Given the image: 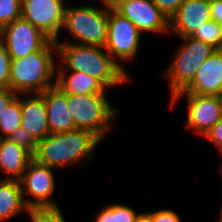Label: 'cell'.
<instances>
[{"mask_svg": "<svg viewBox=\"0 0 222 222\" xmlns=\"http://www.w3.org/2000/svg\"><path fill=\"white\" fill-rule=\"evenodd\" d=\"M55 42L57 43V59L60 57L64 63L59 67L56 66V70H67V73L69 71L82 72L98 79L107 89L130 80L126 69H123L104 47L81 45L69 41L56 40Z\"/></svg>", "mask_w": 222, "mask_h": 222, "instance_id": "1", "label": "cell"}, {"mask_svg": "<svg viewBox=\"0 0 222 222\" xmlns=\"http://www.w3.org/2000/svg\"><path fill=\"white\" fill-rule=\"evenodd\" d=\"M101 140L87 130L75 129L67 132L50 133L39 140L33 159L51 168L76 165L92 154Z\"/></svg>", "mask_w": 222, "mask_h": 222, "instance_id": "2", "label": "cell"}, {"mask_svg": "<svg viewBox=\"0 0 222 222\" xmlns=\"http://www.w3.org/2000/svg\"><path fill=\"white\" fill-rule=\"evenodd\" d=\"M57 43L49 40L40 50L12 59L9 88L16 94H39L55 85Z\"/></svg>", "mask_w": 222, "mask_h": 222, "instance_id": "3", "label": "cell"}, {"mask_svg": "<svg viewBox=\"0 0 222 222\" xmlns=\"http://www.w3.org/2000/svg\"><path fill=\"white\" fill-rule=\"evenodd\" d=\"M67 104L76 129L87 130L101 141L119 111L111 106L106 94H67Z\"/></svg>", "mask_w": 222, "mask_h": 222, "instance_id": "4", "label": "cell"}, {"mask_svg": "<svg viewBox=\"0 0 222 222\" xmlns=\"http://www.w3.org/2000/svg\"><path fill=\"white\" fill-rule=\"evenodd\" d=\"M180 39L184 43L177 49L171 65L163 73L169 83L171 99L193 81L198 68L216 51L212 45L192 36Z\"/></svg>", "mask_w": 222, "mask_h": 222, "instance_id": "5", "label": "cell"}, {"mask_svg": "<svg viewBox=\"0 0 222 222\" xmlns=\"http://www.w3.org/2000/svg\"><path fill=\"white\" fill-rule=\"evenodd\" d=\"M99 7L85 5L65 8L62 29L77 40L76 44L104 47L108 32V5Z\"/></svg>", "mask_w": 222, "mask_h": 222, "instance_id": "6", "label": "cell"}, {"mask_svg": "<svg viewBox=\"0 0 222 222\" xmlns=\"http://www.w3.org/2000/svg\"><path fill=\"white\" fill-rule=\"evenodd\" d=\"M141 35L130 20L108 5V32L104 48L123 69L121 62L130 63L138 55Z\"/></svg>", "mask_w": 222, "mask_h": 222, "instance_id": "7", "label": "cell"}, {"mask_svg": "<svg viewBox=\"0 0 222 222\" xmlns=\"http://www.w3.org/2000/svg\"><path fill=\"white\" fill-rule=\"evenodd\" d=\"M53 170L47 165H42L32 159L24 174L19 179L25 204L31 208L35 207H57L52 200L55 191V177ZM29 195L31 198H26Z\"/></svg>", "mask_w": 222, "mask_h": 222, "instance_id": "8", "label": "cell"}, {"mask_svg": "<svg viewBox=\"0 0 222 222\" xmlns=\"http://www.w3.org/2000/svg\"><path fill=\"white\" fill-rule=\"evenodd\" d=\"M64 0H22L21 17L50 40H58L65 17Z\"/></svg>", "mask_w": 222, "mask_h": 222, "instance_id": "9", "label": "cell"}, {"mask_svg": "<svg viewBox=\"0 0 222 222\" xmlns=\"http://www.w3.org/2000/svg\"><path fill=\"white\" fill-rule=\"evenodd\" d=\"M112 8L130 20L141 34L169 33V20L153 3V0H118Z\"/></svg>", "mask_w": 222, "mask_h": 222, "instance_id": "10", "label": "cell"}, {"mask_svg": "<svg viewBox=\"0 0 222 222\" xmlns=\"http://www.w3.org/2000/svg\"><path fill=\"white\" fill-rule=\"evenodd\" d=\"M6 50L12 59H19L40 50L50 39L22 17L0 30Z\"/></svg>", "mask_w": 222, "mask_h": 222, "instance_id": "11", "label": "cell"}, {"mask_svg": "<svg viewBox=\"0 0 222 222\" xmlns=\"http://www.w3.org/2000/svg\"><path fill=\"white\" fill-rule=\"evenodd\" d=\"M186 97L187 118L186 127L204 136L221 118L222 110L216 96H202L192 93L179 92L171 99V107Z\"/></svg>", "mask_w": 222, "mask_h": 222, "instance_id": "12", "label": "cell"}, {"mask_svg": "<svg viewBox=\"0 0 222 222\" xmlns=\"http://www.w3.org/2000/svg\"><path fill=\"white\" fill-rule=\"evenodd\" d=\"M211 20L209 0H186L169 20V32L179 38L191 36Z\"/></svg>", "mask_w": 222, "mask_h": 222, "instance_id": "13", "label": "cell"}, {"mask_svg": "<svg viewBox=\"0 0 222 222\" xmlns=\"http://www.w3.org/2000/svg\"><path fill=\"white\" fill-rule=\"evenodd\" d=\"M222 90V51L211 54L196 71L193 81L181 92L216 96Z\"/></svg>", "mask_w": 222, "mask_h": 222, "instance_id": "14", "label": "cell"}, {"mask_svg": "<svg viewBox=\"0 0 222 222\" xmlns=\"http://www.w3.org/2000/svg\"><path fill=\"white\" fill-rule=\"evenodd\" d=\"M40 94L46 103L49 132L60 133L75 130V123L67 104V94L56 85Z\"/></svg>", "mask_w": 222, "mask_h": 222, "instance_id": "15", "label": "cell"}, {"mask_svg": "<svg viewBox=\"0 0 222 222\" xmlns=\"http://www.w3.org/2000/svg\"><path fill=\"white\" fill-rule=\"evenodd\" d=\"M27 96V97H26ZM21 98V127L29 131L38 141L49 134L47 109L44 97L39 94H27Z\"/></svg>", "mask_w": 222, "mask_h": 222, "instance_id": "16", "label": "cell"}, {"mask_svg": "<svg viewBox=\"0 0 222 222\" xmlns=\"http://www.w3.org/2000/svg\"><path fill=\"white\" fill-rule=\"evenodd\" d=\"M32 159L33 155L24 147L8 138H0V169L6 179L19 180Z\"/></svg>", "mask_w": 222, "mask_h": 222, "instance_id": "17", "label": "cell"}, {"mask_svg": "<svg viewBox=\"0 0 222 222\" xmlns=\"http://www.w3.org/2000/svg\"><path fill=\"white\" fill-rule=\"evenodd\" d=\"M55 85L65 94L91 95L106 94V87L95 77L88 76L82 72L67 70H56Z\"/></svg>", "mask_w": 222, "mask_h": 222, "instance_id": "18", "label": "cell"}, {"mask_svg": "<svg viewBox=\"0 0 222 222\" xmlns=\"http://www.w3.org/2000/svg\"><path fill=\"white\" fill-rule=\"evenodd\" d=\"M29 210L19 180L0 178V222L9 221L21 212Z\"/></svg>", "mask_w": 222, "mask_h": 222, "instance_id": "19", "label": "cell"}, {"mask_svg": "<svg viewBox=\"0 0 222 222\" xmlns=\"http://www.w3.org/2000/svg\"><path fill=\"white\" fill-rule=\"evenodd\" d=\"M18 95L7 107L0 120V138H8L21 127V99Z\"/></svg>", "mask_w": 222, "mask_h": 222, "instance_id": "20", "label": "cell"}, {"mask_svg": "<svg viewBox=\"0 0 222 222\" xmlns=\"http://www.w3.org/2000/svg\"><path fill=\"white\" fill-rule=\"evenodd\" d=\"M220 33V24L211 19L199 27L191 36L212 45L218 50Z\"/></svg>", "mask_w": 222, "mask_h": 222, "instance_id": "21", "label": "cell"}, {"mask_svg": "<svg viewBox=\"0 0 222 222\" xmlns=\"http://www.w3.org/2000/svg\"><path fill=\"white\" fill-rule=\"evenodd\" d=\"M22 0H0V30L21 17Z\"/></svg>", "mask_w": 222, "mask_h": 222, "instance_id": "22", "label": "cell"}, {"mask_svg": "<svg viewBox=\"0 0 222 222\" xmlns=\"http://www.w3.org/2000/svg\"><path fill=\"white\" fill-rule=\"evenodd\" d=\"M28 213L32 222H66L59 206L35 207Z\"/></svg>", "mask_w": 222, "mask_h": 222, "instance_id": "23", "label": "cell"}, {"mask_svg": "<svg viewBox=\"0 0 222 222\" xmlns=\"http://www.w3.org/2000/svg\"><path fill=\"white\" fill-rule=\"evenodd\" d=\"M8 139L15 142L17 145L24 147L32 155L37 149L38 140L25 128L19 127L14 133H12Z\"/></svg>", "mask_w": 222, "mask_h": 222, "instance_id": "24", "label": "cell"}, {"mask_svg": "<svg viewBox=\"0 0 222 222\" xmlns=\"http://www.w3.org/2000/svg\"><path fill=\"white\" fill-rule=\"evenodd\" d=\"M11 61L12 58L0 37V87H9Z\"/></svg>", "mask_w": 222, "mask_h": 222, "instance_id": "25", "label": "cell"}, {"mask_svg": "<svg viewBox=\"0 0 222 222\" xmlns=\"http://www.w3.org/2000/svg\"><path fill=\"white\" fill-rule=\"evenodd\" d=\"M142 212L137 213L132 207L114 204L115 222H136Z\"/></svg>", "mask_w": 222, "mask_h": 222, "instance_id": "26", "label": "cell"}, {"mask_svg": "<svg viewBox=\"0 0 222 222\" xmlns=\"http://www.w3.org/2000/svg\"><path fill=\"white\" fill-rule=\"evenodd\" d=\"M144 213L152 220V222H181L178 213L170 209Z\"/></svg>", "mask_w": 222, "mask_h": 222, "instance_id": "27", "label": "cell"}, {"mask_svg": "<svg viewBox=\"0 0 222 222\" xmlns=\"http://www.w3.org/2000/svg\"><path fill=\"white\" fill-rule=\"evenodd\" d=\"M186 0H153V3L161 10L168 20L175 14Z\"/></svg>", "mask_w": 222, "mask_h": 222, "instance_id": "28", "label": "cell"}, {"mask_svg": "<svg viewBox=\"0 0 222 222\" xmlns=\"http://www.w3.org/2000/svg\"><path fill=\"white\" fill-rule=\"evenodd\" d=\"M203 137L220 150L222 148V118Z\"/></svg>", "mask_w": 222, "mask_h": 222, "instance_id": "29", "label": "cell"}, {"mask_svg": "<svg viewBox=\"0 0 222 222\" xmlns=\"http://www.w3.org/2000/svg\"><path fill=\"white\" fill-rule=\"evenodd\" d=\"M18 96L9 87H0V120L9 104Z\"/></svg>", "mask_w": 222, "mask_h": 222, "instance_id": "30", "label": "cell"}, {"mask_svg": "<svg viewBox=\"0 0 222 222\" xmlns=\"http://www.w3.org/2000/svg\"><path fill=\"white\" fill-rule=\"evenodd\" d=\"M95 222H115L114 204L103 207L95 217Z\"/></svg>", "mask_w": 222, "mask_h": 222, "instance_id": "31", "label": "cell"}, {"mask_svg": "<svg viewBox=\"0 0 222 222\" xmlns=\"http://www.w3.org/2000/svg\"><path fill=\"white\" fill-rule=\"evenodd\" d=\"M210 15L212 20L222 24V0L210 1Z\"/></svg>", "mask_w": 222, "mask_h": 222, "instance_id": "32", "label": "cell"}, {"mask_svg": "<svg viewBox=\"0 0 222 222\" xmlns=\"http://www.w3.org/2000/svg\"><path fill=\"white\" fill-rule=\"evenodd\" d=\"M136 222H152V220L145 213L142 212Z\"/></svg>", "mask_w": 222, "mask_h": 222, "instance_id": "33", "label": "cell"}, {"mask_svg": "<svg viewBox=\"0 0 222 222\" xmlns=\"http://www.w3.org/2000/svg\"><path fill=\"white\" fill-rule=\"evenodd\" d=\"M118 0H100V2H102V4L104 5H109V6H113Z\"/></svg>", "mask_w": 222, "mask_h": 222, "instance_id": "34", "label": "cell"}, {"mask_svg": "<svg viewBox=\"0 0 222 222\" xmlns=\"http://www.w3.org/2000/svg\"><path fill=\"white\" fill-rule=\"evenodd\" d=\"M220 41H219V46L218 50L222 51V24H220Z\"/></svg>", "mask_w": 222, "mask_h": 222, "instance_id": "35", "label": "cell"}, {"mask_svg": "<svg viewBox=\"0 0 222 222\" xmlns=\"http://www.w3.org/2000/svg\"><path fill=\"white\" fill-rule=\"evenodd\" d=\"M218 103L220 104L222 110V90L216 95Z\"/></svg>", "mask_w": 222, "mask_h": 222, "instance_id": "36", "label": "cell"}, {"mask_svg": "<svg viewBox=\"0 0 222 222\" xmlns=\"http://www.w3.org/2000/svg\"><path fill=\"white\" fill-rule=\"evenodd\" d=\"M219 221H217V222H222V208H221V210H220V216H219Z\"/></svg>", "mask_w": 222, "mask_h": 222, "instance_id": "37", "label": "cell"}]
</instances>
